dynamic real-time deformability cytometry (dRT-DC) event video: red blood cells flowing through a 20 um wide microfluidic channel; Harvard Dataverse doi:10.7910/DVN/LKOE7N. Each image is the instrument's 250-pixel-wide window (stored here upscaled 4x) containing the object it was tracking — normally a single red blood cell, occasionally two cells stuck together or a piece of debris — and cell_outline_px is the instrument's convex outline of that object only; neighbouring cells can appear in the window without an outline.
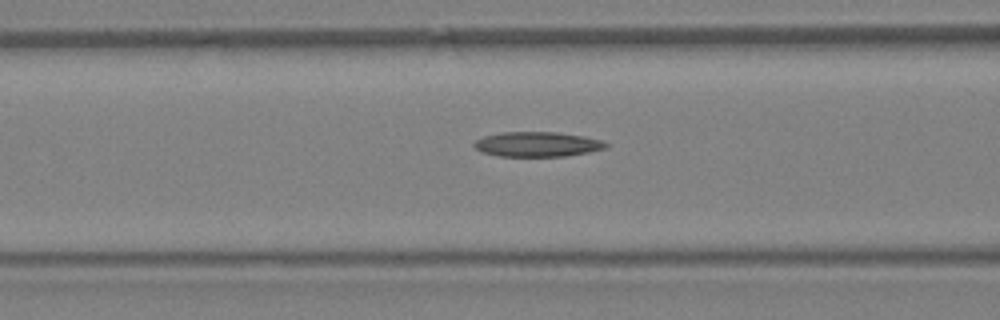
{"species": "Egyptian fruit bat (a non-hibernating species)", "species_latin": "Rousettus aegyptiacus", "temperature_condition": "warm", "stored_images_in_passage": 13, "camera_frame_rate_fps": 3000, "um_per_image_px": 0.085, "animal": {"sex": "female"}, "frame": {"image": 1, "passage_image": 11, "time_ms": 3.333, "image_size_px": [1000, 320], "cell_outline_px": [[608, 144], [604, 148], [588, 152], [564, 156], [500, 156], [480, 152], [472, 144], [476, 140], [484, 136], [500, 132], [556, 132], [584, 136], [600, 140]], "centroid_in_image_um": [45.62, 12.26], "position_along_channel_um": 121.0, "area_um2": 18.96}}